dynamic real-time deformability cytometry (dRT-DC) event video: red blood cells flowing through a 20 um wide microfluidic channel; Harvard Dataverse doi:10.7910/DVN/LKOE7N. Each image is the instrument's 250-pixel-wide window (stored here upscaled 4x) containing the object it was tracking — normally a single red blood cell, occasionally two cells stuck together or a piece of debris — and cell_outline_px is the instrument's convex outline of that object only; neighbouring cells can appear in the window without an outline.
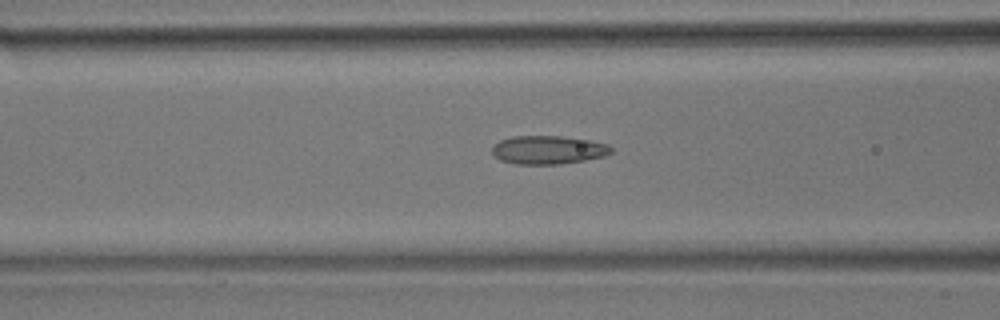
{"species": "common noctule bat (a hibernating species)", "species_latin": "Nyctalus noctula", "temperature_condition": "room temperature", "stored_images_in_passage": 34, "camera_frame_rate_fps": 3000, "um_per_image_px": 0.085, "animal": {"sex": "male", "body_mass_g": 17.9}, "frame": {"image": 1, "passage_image": 13, "time_ms": 4.0, "image_size_px": [1000, 320], "cell_outline_px": [[612, 152], [604, 156], [584, 160], [560, 164], [516, 164], [500, 160], [492, 156], [492, 148], [500, 140], [512, 136], [560, 136], [588, 140], [608, 144], [612, 148]], "centroid_in_image_um": [46.57, 12.74], "position_along_channel_um": 120.0, "area_um2": 19.71}}
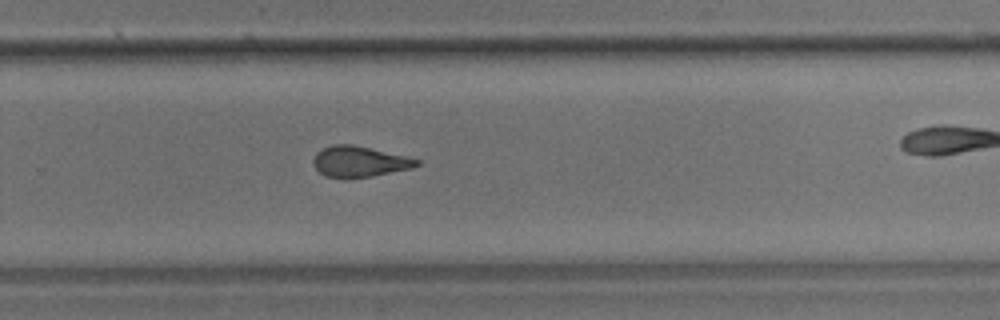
{"frame": {"image": 2, "passage_image": 27, "time_ms": 8.667, "image_size_px": [1000, 320], "cell_outline_px": [[420, 164], [412, 168], [372, 176], [344, 180], [324, 176], [316, 168], [312, 160], [316, 152], [332, 144], [352, 144], [408, 156], [420, 160]], "centroid_in_image_um": [30.54, 13.75], "position_along_channel_um": 299.3, "area_um2": 18.9}}
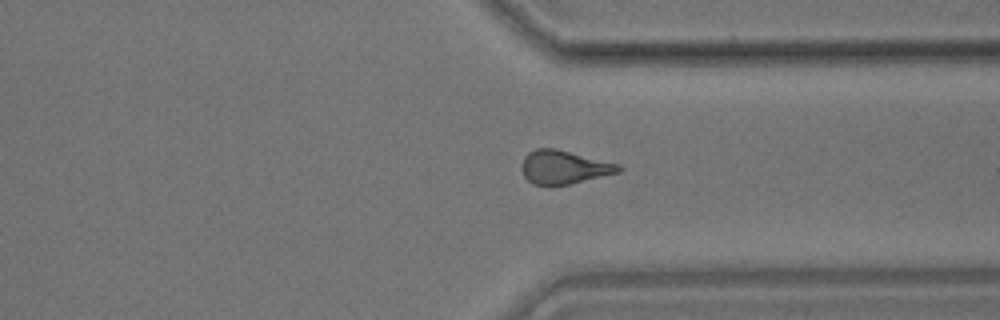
{"frame": {"image": 3, "passage_image": 32, "time_ms": 10.333, "image_size_px": [1000, 320], "cell_outline_px": [[624, 168], [620, 172], [568, 184], [532, 184], [524, 176], [520, 168], [520, 164], [524, 156], [528, 152], [536, 148], [556, 148], [620, 164]], "centroid_in_image_um": [47.92, 14.18], "position_along_channel_um": 363.5, "area_um2": 18.96}}